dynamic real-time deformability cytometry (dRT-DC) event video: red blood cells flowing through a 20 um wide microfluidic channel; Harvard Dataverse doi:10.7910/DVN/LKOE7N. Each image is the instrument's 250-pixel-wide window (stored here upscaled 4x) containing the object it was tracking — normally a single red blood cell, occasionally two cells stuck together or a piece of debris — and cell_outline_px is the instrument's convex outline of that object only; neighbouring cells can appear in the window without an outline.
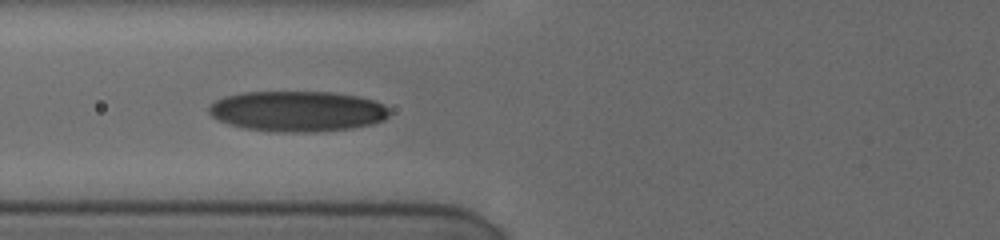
{"species": "human", "species_latin": "Homo sapiens", "temperature_condition": "cold", "stored_images_in_passage": 39, "camera_frame_rate_fps": 3000, "um_per_image_px": 0.085, "donor": {"sex": "female"}, "frame": {"image": 1, "passage_image": 29, "time_ms": 5.0, "image_size_px": [1000, 240], "cell_outline_px": [[388, 116], [384, 120], [372, 124], [352, 128], [316, 132], [276, 132], [244, 128], [228, 124], [216, 120], [208, 112], [208, 108], [216, 100], [224, 96], [244, 92], [328, 92], [356, 96], [372, 100], [384, 104], [388, 108]], "centroid_in_image_um": [25.25, 9.46], "position_along_channel_um": 100.5, "area_um2": 42.71}}
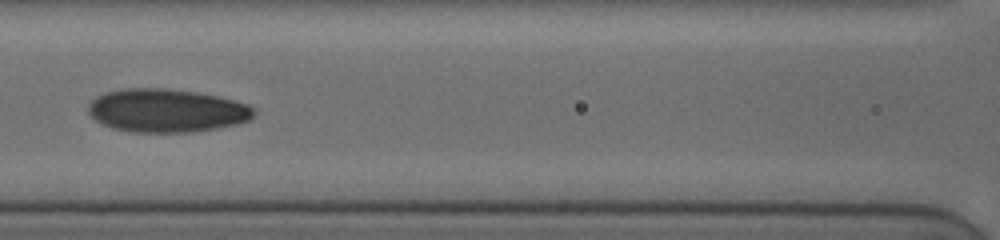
{"frame": {"image": 2, "passage_image": 34, "time_ms": 6.333, "image_size_px": [1000, 240], "cell_outline_px": [[256, 112], [252, 120], [240, 124], [192, 132], [128, 132], [112, 128], [96, 120], [88, 112], [88, 104], [96, 96], [108, 92], [124, 88], [164, 88], [196, 92], [236, 100], [248, 104], [256, 108]], "centroid_in_image_um": [14.21, 9.4], "position_along_channel_um": 152.4, "area_um2": 42.14}}
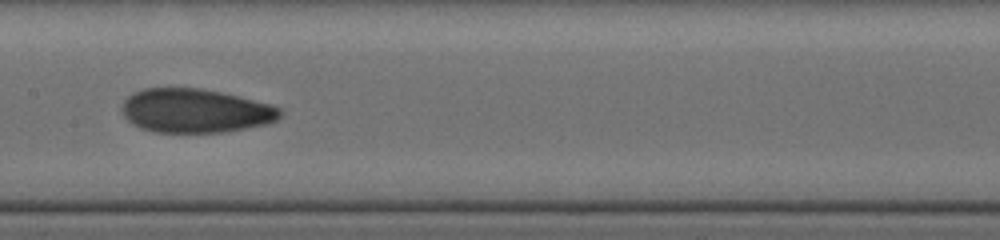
{"frame": {"image": 3, "passage_image": 38, "time_ms": 7.333, "image_size_px": [1000, 240], "cell_outline_px": [[284, 112], [276, 120], [268, 124], [224, 132], [152, 132], [140, 128], [132, 124], [124, 116], [124, 100], [132, 92], [144, 88], [200, 88], [220, 92], [272, 104], [280, 108]], "centroid_in_image_um": [16.62, 9.42], "position_along_channel_um": 190.8, "area_um2": 40.52}}